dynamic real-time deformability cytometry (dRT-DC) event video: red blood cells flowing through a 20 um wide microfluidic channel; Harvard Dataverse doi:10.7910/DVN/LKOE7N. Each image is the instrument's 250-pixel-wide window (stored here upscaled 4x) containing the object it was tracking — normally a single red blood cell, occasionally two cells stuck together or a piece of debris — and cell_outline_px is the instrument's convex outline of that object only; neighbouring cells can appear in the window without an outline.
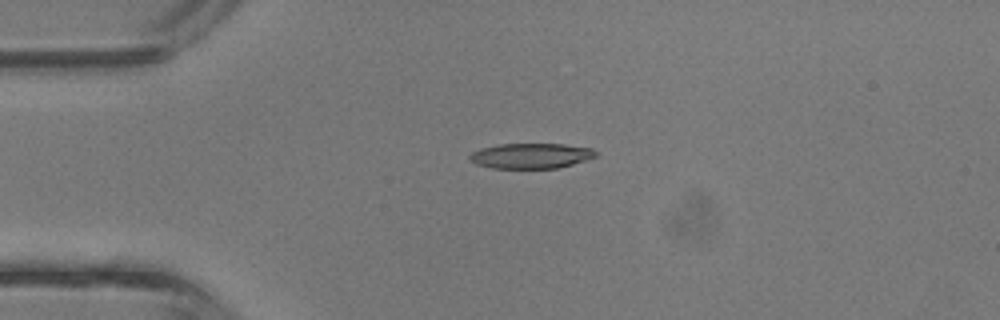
{"species": "common noctule bat (a hibernating species)", "species_latin": "Nyctalus noctula", "temperature_condition": "room temperature", "stored_images_in_passage": 3, "camera_frame_rate_fps": 3000, "um_per_image_px": 0.085, "animal": {"sex": "male", "body_mass_g": 13.3}, "frame": {"image": 1, "passage_image": 2, "time_ms": 0.333, "image_size_px": [1000, 320], "cell_outline_px": [[596, 156], [572, 164], [556, 168], [492, 168], [476, 164], [468, 156], [472, 152], [480, 148], [500, 144], [564, 144], [592, 148], [596, 152]], "centroid_in_image_um": [45.11, 13.24], "position_along_channel_um": 39.9, "area_um2": 18.38}}
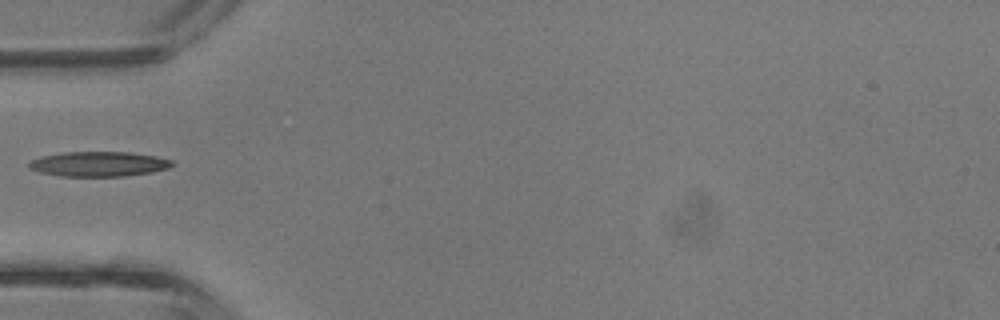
{"frame": {"image": 2, "passage_image": 3, "time_ms": 0.667, "image_size_px": [1000, 320], "cell_outline_px": [[176, 164], [168, 168], [148, 172], [124, 176], [60, 176], [40, 172], [28, 168], [28, 160], [40, 156], [64, 152], [132, 152], [156, 156], [172, 160]], "centroid_in_image_um": [8.35, 13.93], "position_along_channel_um": 76.6, "area_um2": 20.87}}